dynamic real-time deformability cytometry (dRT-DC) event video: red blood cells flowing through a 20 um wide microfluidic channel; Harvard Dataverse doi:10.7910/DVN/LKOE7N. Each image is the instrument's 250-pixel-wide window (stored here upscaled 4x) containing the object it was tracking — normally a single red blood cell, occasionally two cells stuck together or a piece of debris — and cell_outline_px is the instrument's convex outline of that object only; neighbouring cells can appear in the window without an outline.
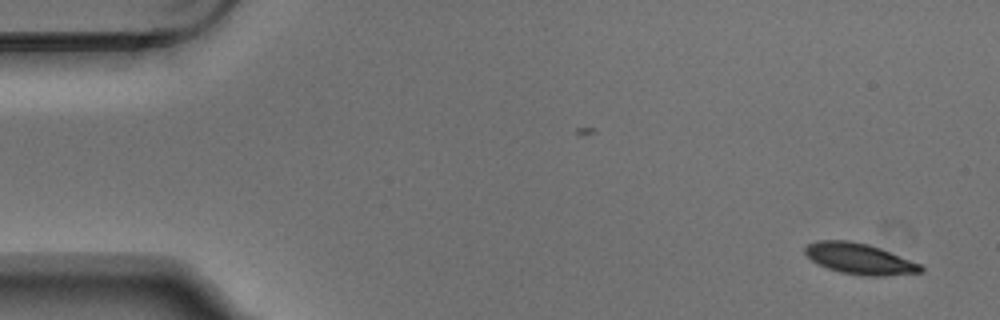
{"species": "Egyptian fruit bat (a non-hibernating species)", "species_latin": "Rousettus aegyptiacus", "temperature_condition": "warm", "stored_images_in_passage": 2, "camera_frame_rate_fps": 3000, "um_per_image_px": 0.085, "animal": {"sex": "male"}, "frame": {"image": 1, "passage_image": 2, "time_ms": 0.333, "image_size_px": [1000, 320], "cell_outline_px": [[924, 272], [884, 276], [864, 276], [840, 272], [828, 268], [812, 260], [804, 252], [804, 248], [808, 244], [816, 240], [848, 240], [868, 244], [880, 248], [920, 264], [924, 268]], "centroid_in_image_um": [73.06, 21.99], "position_along_channel_um": 11.9, "area_um2": 20.75}}